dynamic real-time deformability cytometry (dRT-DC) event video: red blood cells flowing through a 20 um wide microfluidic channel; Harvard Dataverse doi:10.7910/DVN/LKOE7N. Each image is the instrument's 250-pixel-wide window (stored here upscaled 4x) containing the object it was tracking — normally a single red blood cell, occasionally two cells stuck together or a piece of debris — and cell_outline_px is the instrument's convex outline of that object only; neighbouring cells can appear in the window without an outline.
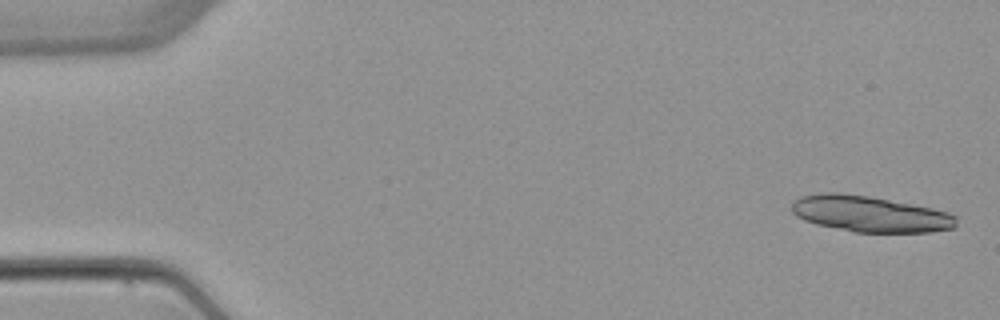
{"species": "common noctule bat (a hibernating species)", "species_latin": "Nyctalus noctula", "temperature_condition": "warm", "stored_images_in_passage": 4, "camera_frame_rate_fps": 3000, "um_per_image_px": 0.085, "animal": {"sex": "female", "body_mass_g": 22.7, "forearm_length_mm": 54.2}, "frame": {"image": 1, "passage_image": 1, "time_ms": 0.0, "image_size_px": [1000, 320], "cell_outline_px": [[956, 228], [932, 232], [856, 232], [816, 224], [804, 220], [796, 216], [792, 212], [792, 200], [800, 196], [820, 192], [836, 192], [868, 196], [932, 208], [948, 212], [956, 216]], "centroid_in_image_um": [73.92, 18.18], "position_along_channel_um": 11.1, "area_um2": 34.62}}